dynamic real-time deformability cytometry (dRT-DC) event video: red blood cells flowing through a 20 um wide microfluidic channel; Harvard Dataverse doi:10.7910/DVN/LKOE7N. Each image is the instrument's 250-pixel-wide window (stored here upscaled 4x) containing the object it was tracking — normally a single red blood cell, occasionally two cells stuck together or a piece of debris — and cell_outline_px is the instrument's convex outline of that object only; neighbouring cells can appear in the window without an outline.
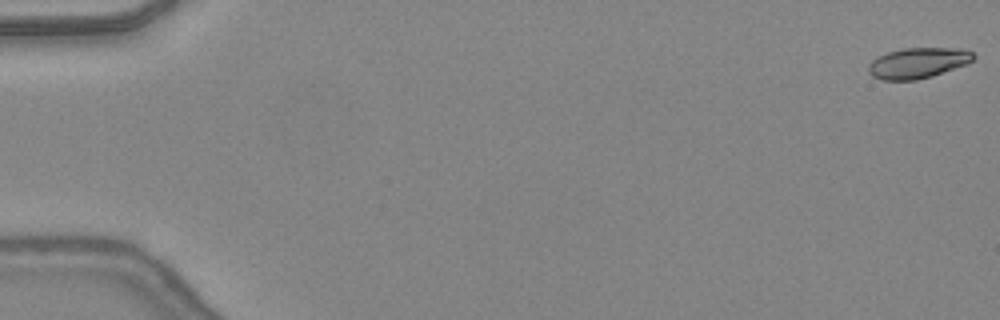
{"species": "common noctule bat (a hibernating species)", "species_latin": "Nyctalus noctula", "temperature_condition": "warm", "stored_images_in_passage": 32, "camera_frame_rate_fps": 3000, "um_per_image_px": 0.085, "animal": {"sex": "female", "body_mass_g": 24.6, "forearm_length_mm": 56.2}, "frame": {"image": 1, "passage_image": 1, "time_ms": 0.0, "image_size_px": [1000, 320], "cell_outline_px": [[976, 56], [968, 64], [932, 76], [916, 80], [884, 80], [872, 76], [868, 72], [868, 64], [872, 60], [888, 52], [904, 48], [960, 48], [972, 52]], "centroid_in_image_um": [78.04, 5.35], "position_along_channel_um": 7.0, "area_um2": 18.73}}
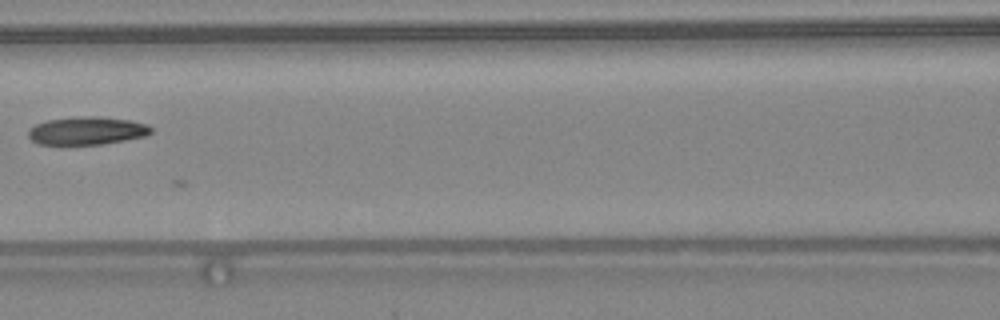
{"frame": {"image": 2, "passage_image": 23, "time_ms": 7.333, "image_size_px": [1000, 320], "cell_outline_px": [[152, 132], [144, 136], [124, 140], [100, 144], [40, 144], [32, 140], [28, 136], [28, 132], [36, 124], [48, 120], [76, 116], [96, 116], [128, 120], [148, 124], [152, 128]], "centroid_in_image_um": [7.4, 11.1], "position_along_channel_um": 159.2, "area_um2": 19.77}}
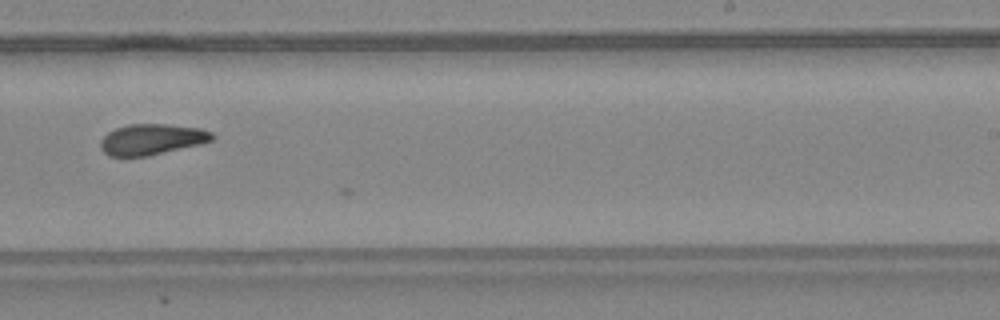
{"frame": {"image": 3, "passage_image": 31, "time_ms": 10.0, "image_size_px": [1000, 320], "cell_outline_px": [[216, 136], [212, 140], [200, 144], [148, 156], [108, 156], [100, 148], [100, 140], [108, 132], [116, 128], [128, 124], [168, 124], [200, 128], [212, 132]], "centroid_in_image_um": [12.9, 11.84], "position_along_channel_um": 276.1, "area_um2": 20.11}}